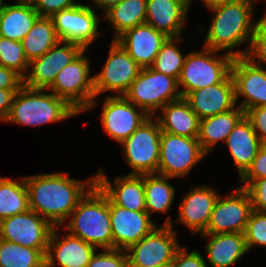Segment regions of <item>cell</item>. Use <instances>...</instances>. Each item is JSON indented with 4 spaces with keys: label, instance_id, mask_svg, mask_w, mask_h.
I'll return each mask as SVG.
<instances>
[{
    "label": "cell",
    "instance_id": "obj_1",
    "mask_svg": "<svg viewBox=\"0 0 266 267\" xmlns=\"http://www.w3.org/2000/svg\"><path fill=\"white\" fill-rule=\"evenodd\" d=\"M25 182L29 209L46 219L53 227H61L79 201L96 184L95 176L80 181L63 172L27 176Z\"/></svg>",
    "mask_w": 266,
    "mask_h": 267
},
{
    "label": "cell",
    "instance_id": "obj_2",
    "mask_svg": "<svg viewBox=\"0 0 266 267\" xmlns=\"http://www.w3.org/2000/svg\"><path fill=\"white\" fill-rule=\"evenodd\" d=\"M256 0H226L210 7L214 12L211 26L206 34L203 47L217 51L227 50L233 57L246 56L252 41L255 23L253 7ZM248 43L244 51H232L237 45Z\"/></svg>",
    "mask_w": 266,
    "mask_h": 267
},
{
    "label": "cell",
    "instance_id": "obj_3",
    "mask_svg": "<svg viewBox=\"0 0 266 267\" xmlns=\"http://www.w3.org/2000/svg\"><path fill=\"white\" fill-rule=\"evenodd\" d=\"M65 229L95 248H113L109 199L95 184L72 211Z\"/></svg>",
    "mask_w": 266,
    "mask_h": 267
},
{
    "label": "cell",
    "instance_id": "obj_4",
    "mask_svg": "<svg viewBox=\"0 0 266 267\" xmlns=\"http://www.w3.org/2000/svg\"><path fill=\"white\" fill-rule=\"evenodd\" d=\"M44 91L23 85L15 94L5 122L37 127L64 121L79 114L64 99L54 93H43Z\"/></svg>",
    "mask_w": 266,
    "mask_h": 267
},
{
    "label": "cell",
    "instance_id": "obj_5",
    "mask_svg": "<svg viewBox=\"0 0 266 267\" xmlns=\"http://www.w3.org/2000/svg\"><path fill=\"white\" fill-rule=\"evenodd\" d=\"M216 53L217 50L203 47L202 51L186 55L178 79V87H183L179 90L182 97L197 89L221 83L231 73L234 57L228 53L218 57Z\"/></svg>",
    "mask_w": 266,
    "mask_h": 267
},
{
    "label": "cell",
    "instance_id": "obj_6",
    "mask_svg": "<svg viewBox=\"0 0 266 267\" xmlns=\"http://www.w3.org/2000/svg\"><path fill=\"white\" fill-rule=\"evenodd\" d=\"M86 49L56 76L49 90L64 99L78 113L89 111L96 104L94 78L85 57ZM90 77V78H89Z\"/></svg>",
    "mask_w": 266,
    "mask_h": 267
},
{
    "label": "cell",
    "instance_id": "obj_7",
    "mask_svg": "<svg viewBox=\"0 0 266 267\" xmlns=\"http://www.w3.org/2000/svg\"><path fill=\"white\" fill-rule=\"evenodd\" d=\"M178 88L176 78L157 72L151 67L142 68L123 96L135 104L138 110L153 116L158 108L182 97Z\"/></svg>",
    "mask_w": 266,
    "mask_h": 267
},
{
    "label": "cell",
    "instance_id": "obj_8",
    "mask_svg": "<svg viewBox=\"0 0 266 267\" xmlns=\"http://www.w3.org/2000/svg\"><path fill=\"white\" fill-rule=\"evenodd\" d=\"M146 119L127 139L121 142L129 174L157 173L162 130L157 119Z\"/></svg>",
    "mask_w": 266,
    "mask_h": 267
},
{
    "label": "cell",
    "instance_id": "obj_9",
    "mask_svg": "<svg viewBox=\"0 0 266 267\" xmlns=\"http://www.w3.org/2000/svg\"><path fill=\"white\" fill-rule=\"evenodd\" d=\"M205 155L198 137L189 138L162 131L157 173L171 178L185 177Z\"/></svg>",
    "mask_w": 266,
    "mask_h": 267
},
{
    "label": "cell",
    "instance_id": "obj_10",
    "mask_svg": "<svg viewBox=\"0 0 266 267\" xmlns=\"http://www.w3.org/2000/svg\"><path fill=\"white\" fill-rule=\"evenodd\" d=\"M171 218L163 226H156L148 235L126 250L129 267H155L172 263L177 250L176 231L173 230Z\"/></svg>",
    "mask_w": 266,
    "mask_h": 267
},
{
    "label": "cell",
    "instance_id": "obj_11",
    "mask_svg": "<svg viewBox=\"0 0 266 267\" xmlns=\"http://www.w3.org/2000/svg\"><path fill=\"white\" fill-rule=\"evenodd\" d=\"M50 18L60 41L79 44L86 50L100 35L99 17L91 5L78 3L54 13Z\"/></svg>",
    "mask_w": 266,
    "mask_h": 267
},
{
    "label": "cell",
    "instance_id": "obj_12",
    "mask_svg": "<svg viewBox=\"0 0 266 267\" xmlns=\"http://www.w3.org/2000/svg\"><path fill=\"white\" fill-rule=\"evenodd\" d=\"M108 54L103 70L93 76L95 97L106 91L123 96L142 69L115 40L111 42Z\"/></svg>",
    "mask_w": 266,
    "mask_h": 267
},
{
    "label": "cell",
    "instance_id": "obj_13",
    "mask_svg": "<svg viewBox=\"0 0 266 267\" xmlns=\"http://www.w3.org/2000/svg\"><path fill=\"white\" fill-rule=\"evenodd\" d=\"M84 50L79 44L59 41L44 55L29 63V69L32 70L24 77V86L31 89H49L57 74Z\"/></svg>",
    "mask_w": 266,
    "mask_h": 267
},
{
    "label": "cell",
    "instance_id": "obj_14",
    "mask_svg": "<svg viewBox=\"0 0 266 267\" xmlns=\"http://www.w3.org/2000/svg\"><path fill=\"white\" fill-rule=\"evenodd\" d=\"M251 199L244 188L218 198L207 229L202 234L244 233L252 212Z\"/></svg>",
    "mask_w": 266,
    "mask_h": 267
},
{
    "label": "cell",
    "instance_id": "obj_15",
    "mask_svg": "<svg viewBox=\"0 0 266 267\" xmlns=\"http://www.w3.org/2000/svg\"><path fill=\"white\" fill-rule=\"evenodd\" d=\"M53 226L33 210L0 221V239L35 249H48Z\"/></svg>",
    "mask_w": 266,
    "mask_h": 267
},
{
    "label": "cell",
    "instance_id": "obj_16",
    "mask_svg": "<svg viewBox=\"0 0 266 267\" xmlns=\"http://www.w3.org/2000/svg\"><path fill=\"white\" fill-rule=\"evenodd\" d=\"M231 75L235 85V100H244L239 107L246 112L250 108L266 106V69L253 63L246 56L234 57Z\"/></svg>",
    "mask_w": 266,
    "mask_h": 267
},
{
    "label": "cell",
    "instance_id": "obj_17",
    "mask_svg": "<svg viewBox=\"0 0 266 267\" xmlns=\"http://www.w3.org/2000/svg\"><path fill=\"white\" fill-rule=\"evenodd\" d=\"M101 123L112 139L121 143L127 139L150 116L124 96H108L103 100Z\"/></svg>",
    "mask_w": 266,
    "mask_h": 267
},
{
    "label": "cell",
    "instance_id": "obj_18",
    "mask_svg": "<svg viewBox=\"0 0 266 267\" xmlns=\"http://www.w3.org/2000/svg\"><path fill=\"white\" fill-rule=\"evenodd\" d=\"M113 248L126 251L148 235L157 225L147 212H137L109 200Z\"/></svg>",
    "mask_w": 266,
    "mask_h": 267
},
{
    "label": "cell",
    "instance_id": "obj_19",
    "mask_svg": "<svg viewBox=\"0 0 266 267\" xmlns=\"http://www.w3.org/2000/svg\"><path fill=\"white\" fill-rule=\"evenodd\" d=\"M96 185L115 205L128 210L146 212L144 174H127L115 178L114 186L101 168L95 175Z\"/></svg>",
    "mask_w": 266,
    "mask_h": 267
},
{
    "label": "cell",
    "instance_id": "obj_20",
    "mask_svg": "<svg viewBox=\"0 0 266 267\" xmlns=\"http://www.w3.org/2000/svg\"><path fill=\"white\" fill-rule=\"evenodd\" d=\"M219 194L209 185L197 186L187 192L179 204L176 223H183L193 234H202L208 226Z\"/></svg>",
    "mask_w": 266,
    "mask_h": 267
},
{
    "label": "cell",
    "instance_id": "obj_21",
    "mask_svg": "<svg viewBox=\"0 0 266 267\" xmlns=\"http://www.w3.org/2000/svg\"><path fill=\"white\" fill-rule=\"evenodd\" d=\"M184 98L200 120L237 107L231 73L221 83L189 92Z\"/></svg>",
    "mask_w": 266,
    "mask_h": 267
},
{
    "label": "cell",
    "instance_id": "obj_22",
    "mask_svg": "<svg viewBox=\"0 0 266 267\" xmlns=\"http://www.w3.org/2000/svg\"><path fill=\"white\" fill-rule=\"evenodd\" d=\"M57 229L58 226L54 227L49 237L46 267H55L57 262L61 267H87L97 248L67 231L59 240Z\"/></svg>",
    "mask_w": 266,
    "mask_h": 267
},
{
    "label": "cell",
    "instance_id": "obj_23",
    "mask_svg": "<svg viewBox=\"0 0 266 267\" xmlns=\"http://www.w3.org/2000/svg\"><path fill=\"white\" fill-rule=\"evenodd\" d=\"M167 38L151 25L144 23L125 31L115 41L129 53L141 68H149Z\"/></svg>",
    "mask_w": 266,
    "mask_h": 267
},
{
    "label": "cell",
    "instance_id": "obj_24",
    "mask_svg": "<svg viewBox=\"0 0 266 267\" xmlns=\"http://www.w3.org/2000/svg\"><path fill=\"white\" fill-rule=\"evenodd\" d=\"M186 0H147L145 23L168 38L180 37L188 13Z\"/></svg>",
    "mask_w": 266,
    "mask_h": 267
},
{
    "label": "cell",
    "instance_id": "obj_25",
    "mask_svg": "<svg viewBox=\"0 0 266 267\" xmlns=\"http://www.w3.org/2000/svg\"><path fill=\"white\" fill-rule=\"evenodd\" d=\"M225 144L238 168L240 177L250 167L258 149L262 146L250 120L245 115L235 125Z\"/></svg>",
    "mask_w": 266,
    "mask_h": 267
},
{
    "label": "cell",
    "instance_id": "obj_26",
    "mask_svg": "<svg viewBox=\"0 0 266 267\" xmlns=\"http://www.w3.org/2000/svg\"><path fill=\"white\" fill-rule=\"evenodd\" d=\"M160 111L163 114L156 119L162 131L189 138L198 137L200 119L184 97L169 102Z\"/></svg>",
    "mask_w": 266,
    "mask_h": 267
},
{
    "label": "cell",
    "instance_id": "obj_27",
    "mask_svg": "<svg viewBox=\"0 0 266 267\" xmlns=\"http://www.w3.org/2000/svg\"><path fill=\"white\" fill-rule=\"evenodd\" d=\"M209 237L205 246L212 267H230L248 252L244 233L202 234Z\"/></svg>",
    "mask_w": 266,
    "mask_h": 267
},
{
    "label": "cell",
    "instance_id": "obj_28",
    "mask_svg": "<svg viewBox=\"0 0 266 267\" xmlns=\"http://www.w3.org/2000/svg\"><path fill=\"white\" fill-rule=\"evenodd\" d=\"M244 115L245 112L237 106L232 110L201 119L198 141L202 150L207 154L217 142H226L235 125Z\"/></svg>",
    "mask_w": 266,
    "mask_h": 267
},
{
    "label": "cell",
    "instance_id": "obj_29",
    "mask_svg": "<svg viewBox=\"0 0 266 267\" xmlns=\"http://www.w3.org/2000/svg\"><path fill=\"white\" fill-rule=\"evenodd\" d=\"M39 16L30 4L5 3L0 11V36L21 42Z\"/></svg>",
    "mask_w": 266,
    "mask_h": 267
},
{
    "label": "cell",
    "instance_id": "obj_30",
    "mask_svg": "<svg viewBox=\"0 0 266 267\" xmlns=\"http://www.w3.org/2000/svg\"><path fill=\"white\" fill-rule=\"evenodd\" d=\"M59 41L52 19L39 16L21 43L24 54L30 63L32 60L44 55Z\"/></svg>",
    "mask_w": 266,
    "mask_h": 267
},
{
    "label": "cell",
    "instance_id": "obj_31",
    "mask_svg": "<svg viewBox=\"0 0 266 267\" xmlns=\"http://www.w3.org/2000/svg\"><path fill=\"white\" fill-rule=\"evenodd\" d=\"M147 0H121L105 13V19L114 26L116 40L125 31L145 23Z\"/></svg>",
    "mask_w": 266,
    "mask_h": 267
},
{
    "label": "cell",
    "instance_id": "obj_32",
    "mask_svg": "<svg viewBox=\"0 0 266 267\" xmlns=\"http://www.w3.org/2000/svg\"><path fill=\"white\" fill-rule=\"evenodd\" d=\"M167 177L158 173L144 174L146 212L151 217L154 212L168 213L174 200L175 188Z\"/></svg>",
    "mask_w": 266,
    "mask_h": 267
},
{
    "label": "cell",
    "instance_id": "obj_33",
    "mask_svg": "<svg viewBox=\"0 0 266 267\" xmlns=\"http://www.w3.org/2000/svg\"><path fill=\"white\" fill-rule=\"evenodd\" d=\"M28 210L25 177L13 181L0 176V221Z\"/></svg>",
    "mask_w": 266,
    "mask_h": 267
},
{
    "label": "cell",
    "instance_id": "obj_34",
    "mask_svg": "<svg viewBox=\"0 0 266 267\" xmlns=\"http://www.w3.org/2000/svg\"><path fill=\"white\" fill-rule=\"evenodd\" d=\"M46 252L0 239V267H46Z\"/></svg>",
    "mask_w": 266,
    "mask_h": 267
},
{
    "label": "cell",
    "instance_id": "obj_35",
    "mask_svg": "<svg viewBox=\"0 0 266 267\" xmlns=\"http://www.w3.org/2000/svg\"><path fill=\"white\" fill-rule=\"evenodd\" d=\"M178 41H182L181 38H167L151 66L153 70L177 80L186 59V56H183L179 47L176 46Z\"/></svg>",
    "mask_w": 266,
    "mask_h": 267
},
{
    "label": "cell",
    "instance_id": "obj_36",
    "mask_svg": "<svg viewBox=\"0 0 266 267\" xmlns=\"http://www.w3.org/2000/svg\"><path fill=\"white\" fill-rule=\"evenodd\" d=\"M0 65L26 76L30 66L20 41L0 36Z\"/></svg>",
    "mask_w": 266,
    "mask_h": 267
},
{
    "label": "cell",
    "instance_id": "obj_37",
    "mask_svg": "<svg viewBox=\"0 0 266 267\" xmlns=\"http://www.w3.org/2000/svg\"><path fill=\"white\" fill-rule=\"evenodd\" d=\"M248 250L257 245L266 247V213L252 210L244 231Z\"/></svg>",
    "mask_w": 266,
    "mask_h": 267
},
{
    "label": "cell",
    "instance_id": "obj_38",
    "mask_svg": "<svg viewBox=\"0 0 266 267\" xmlns=\"http://www.w3.org/2000/svg\"><path fill=\"white\" fill-rule=\"evenodd\" d=\"M246 57L259 66L263 67L266 64V14L255 22L251 45Z\"/></svg>",
    "mask_w": 266,
    "mask_h": 267
},
{
    "label": "cell",
    "instance_id": "obj_39",
    "mask_svg": "<svg viewBox=\"0 0 266 267\" xmlns=\"http://www.w3.org/2000/svg\"><path fill=\"white\" fill-rule=\"evenodd\" d=\"M103 250L104 252L94 253L87 267H129L126 251L115 248Z\"/></svg>",
    "mask_w": 266,
    "mask_h": 267
},
{
    "label": "cell",
    "instance_id": "obj_40",
    "mask_svg": "<svg viewBox=\"0 0 266 267\" xmlns=\"http://www.w3.org/2000/svg\"><path fill=\"white\" fill-rule=\"evenodd\" d=\"M266 178V146L262 145L253 159L250 167L239 178L243 184L241 188H245L251 181Z\"/></svg>",
    "mask_w": 266,
    "mask_h": 267
},
{
    "label": "cell",
    "instance_id": "obj_41",
    "mask_svg": "<svg viewBox=\"0 0 266 267\" xmlns=\"http://www.w3.org/2000/svg\"><path fill=\"white\" fill-rule=\"evenodd\" d=\"M244 189L249 194L252 209L266 213V178L253 180Z\"/></svg>",
    "mask_w": 266,
    "mask_h": 267
},
{
    "label": "cell",
    "instance_id": "obj_42",
    "mask_svg": "<svg viewBox=\"0 0 266 267\" xmlns=\"http://www.w3.org/2000/svg\"><path fill=\"white\" fill-rule=\"evenodd\" d=\"M187 247H180L172 261V267H208L203 255L196 250L190 253L186 250Z\"/></svg>",
    "mask_w": 266,
    "mask_h": 267
},
{
    "label": "cell",
    "instance_id": "obj_43",
    "mask_svg": "<svg viewBox=\"0 0 266 267\" xmlns=\"http://www.w3.org/2000/svg\"><path fill=\"white\" fill-rule=\"evenodd\" d=\"M245 116L250 120L261 145L266 146V106L250 108L245 112Z\"/></svg>",
    "mask_w": 266,
    "mask_h": 267
},
{
    "label": "cell",
    "instance_id": "obj_44",
    "mask_svg": "<svg viewBox=\"0 0 266 267\" xmlns=\"http://www.w3.org/2000/svg\"><path fill=\"white\" fill-rule=\"evenodd\" d=\"M77 4L74 0H35L32 6L40 16L51 17L54 13Z\"/></svg>",
    "mask_w": 266,
    "mask_h": 267
},
{
    "label": "cell",
    "instance_id": "obj_45",
    "mask_svg": "<svg viewBox=\"0 0 266 267\" xmlns=\"http://www.w3.org/2000/svg\"><path fill=\"white\" fill-rule=\"evenodd\" d=\"M24 78L15 70L0 65V89L19 90Z\"/></svg>",
    "mask_w": 266,
    "mask_h": 267
},
{
    "label": "cell",
    "instance_id": "obj_46",
    "mask_svg": "<svg viewBox=\"0 0 266 267\" xmlns=\"http://www.w3.org/2000/svg\"><path fill=\"white\" fill-rule=\"evenodd\" d=\"M17 91L18 90L0 89V121H6Z\"/></svg>",
    "mask_w": 266,
    "mask_h": 267
},
{
    "label": "cell",
    "instance_id": "obj_47",
    "mask_svg": "<svg viewBox=\"0 0 266 267\" xmlns=\"http://www.w3.org/2000/svg\"><path fill=\"white\" fill-rule=\"evenodd\" d=\"M121 0H92V2L103 9L104 13H106L109 9L116 6Z\"/></svg>",
    "mask_w": 266,
    "mask_h": 267
},
{
    "label": "cell",
    "instance_id": "obj_48",
    "mask_svg": "<svg viewBox=\"0 0 266 267\" xmlns=\"http://www.w3.org/2000/svg\"><path fill=\"white\" fill-rule=\"evenodd\" d=\"M202 1L206 4L207 8H210V7L219 5L222 2H225L226 0H202ZM186 2H187V6L189 8L191 3H192V0H186Z\"/></svg>",
    "mask_w": 266,
    "mask_h": 267
},
{
    "label": "cell",
    "instance_id": "obj_49",
    "mask_svg": "<svg viewBox=\"0 0 266 267\" xmlns=\"http://www.w3.org/2000/svg\"><path fill=\"white\" fill-rule=\"evenodd\" d=\"M18 2V4H30L32 5L35 0H16Z\"/></svg>",
    "mask_w": 266,
    "mask_h": 267
},
{
    "label": "cell",
    "instance_id": "obj_50",
    "mask_svg": "<svg viewBox=\"0 0 266 267\" xmlns=\"http://www.w3.org/2000/svg\"><path fill=\"white\" fill-rule=\"evenodd\" d=\"M155 267H172L171 263L168 264H163V265H159V266H155Z\"/></svg>",
    "mask_w": 266,
    "mask_h": 267
},
{
    "label": "cell",
    "instance_id": "obj_51",
    "mask_svg": "<svg viewBox=\"0 0 266 267\" xmlns=\"http://www.w3.org/2000/svg\"><path fill=\"white\" fill-rule=\"evenodd\" d=\"M4 4H5V3H3V0H0V11H1V9L3 8Z\"/></svg>",
    "mask_w": 266,
    "mask_h": 267
}]
</instances>
